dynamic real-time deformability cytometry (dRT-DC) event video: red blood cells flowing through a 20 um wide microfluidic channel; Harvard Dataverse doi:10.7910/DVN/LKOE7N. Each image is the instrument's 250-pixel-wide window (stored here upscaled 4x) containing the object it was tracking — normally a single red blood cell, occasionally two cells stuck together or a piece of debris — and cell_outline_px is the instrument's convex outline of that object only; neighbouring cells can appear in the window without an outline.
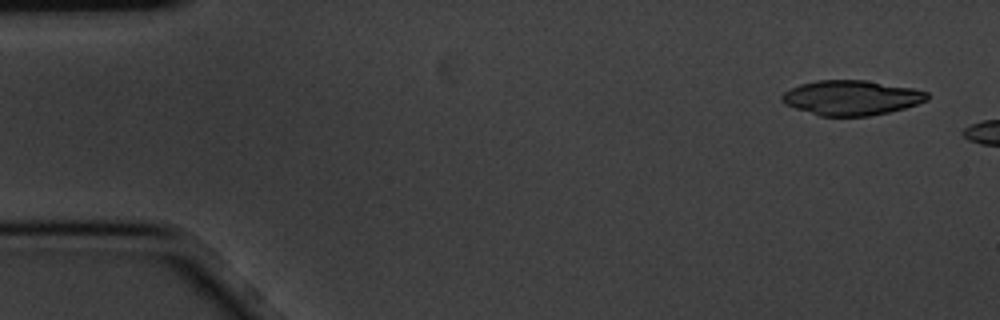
{"species": "common noctule bat (a hibernating species)", "species_latin": "Nyctalus noctula", "temperature_condition": "cold", "stored_images_in_passage": 3, "camera_frame_rate_fps": 3000, "um_per_image_px": 0.085, "animal": {"sex": "male", "body_mass_g": 20.1, "forearm_length_mm": 53.5}, "frame": {"image": 1, "passage_image": 1, "time_ms": 0.0, "image_size_px": [1000, 320], "cell_outline_px": [[928, 100], [904, 108], [888, 112], [868, 116], [820, 116], [784, 104], [780, 100], [780, 96], [784, 92], [800, 84], [816, 80], [864, 80], [912, 88], [928, 92]], "centroid_in_image_um": [72.34, 8.3], "position_along_channel_um": 12.7, "area_um2": 29.36}}